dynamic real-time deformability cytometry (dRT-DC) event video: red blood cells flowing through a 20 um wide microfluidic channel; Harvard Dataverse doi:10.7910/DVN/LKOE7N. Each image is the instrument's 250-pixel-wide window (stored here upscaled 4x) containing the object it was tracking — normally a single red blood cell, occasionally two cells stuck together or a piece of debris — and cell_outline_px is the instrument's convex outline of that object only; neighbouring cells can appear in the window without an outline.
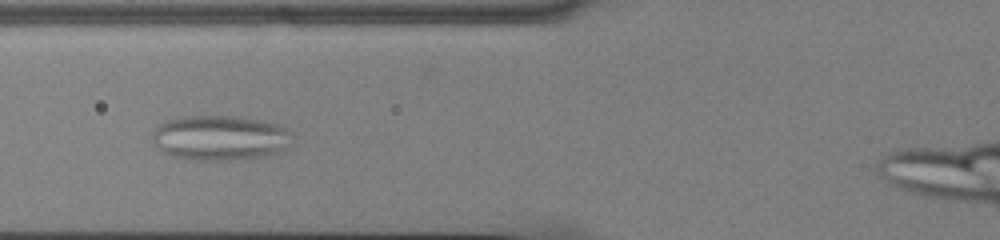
{"species": "common noctule bat (a hibernating species)", "species_latin": "Nyctalus noctula", "temperature_condition": "cold", "stored_images_in_passage": 45, "camera_frame_rate_fps": 3000, "um_per_image_px": 0.085, "animal": {"sex": "male", "body_mass_g": 13.0, "forearm_length_mm": 53.1}, "frame": {"image": 1, "passage_image": 16, "time_ms": 5.0, "image_size_px": [1000, 240], "cell_outline_px": [[292, 136], [288, 144], [280, 152], [264, 156], [228, 160], [196, 160], [168, 156], [160, 152], [152, 140], [152, 132], [160, 124], [176, 116], [240, 116], [264, 120], [280, 124], [288, 128], [292, 132]], "centroid_in_image_um": [18.69, 11.7], "position_along_channel_um": 107.1, "area_um2": 37.28}}
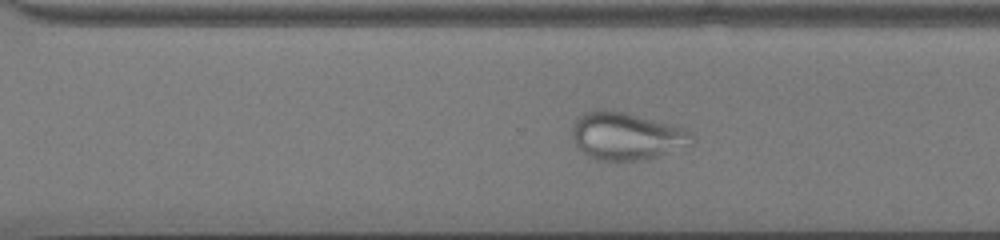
{"frame": {"image": 2, "passage_image": 33, "time_ms": 10.667, "image_size_px": [1000, 240], "cell_outline_px": [[692, 144], [656, 156], [636, 160], [596, 160], [588, 156], [576, 144], [572, 136], [572, 128], [576, 116], [584, 112], [600, 108], [624, 112], [688, 128], [692, 132]], "centroid_in_image_um": [53.22, 11.53], "position_along_channel_um": 317.4, "area_um2": 33.12}}
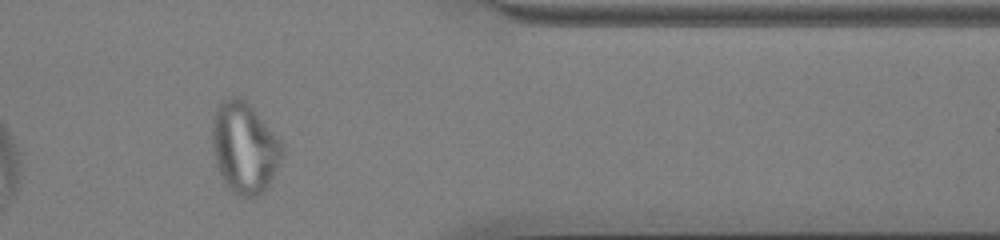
{"frame": {"image": 3, "passage_image": 40, "time_ms": 13.0, "image_size_px": [1000, 240], "cell_outline_px": [[284, 152], [268, 184], [252, 200], [240, 196], [232, 192], [224, 180], [216, 164], [212, 152], [212, 116], [216, 104], [220, 100], [232, 96], [240, 96], [256, 112], [280, 140], [284, 148]], "centroid_in_image_um": [20.73, 12.52], "position_along_channel_um": 390.7, "area_um2": 37.05}}